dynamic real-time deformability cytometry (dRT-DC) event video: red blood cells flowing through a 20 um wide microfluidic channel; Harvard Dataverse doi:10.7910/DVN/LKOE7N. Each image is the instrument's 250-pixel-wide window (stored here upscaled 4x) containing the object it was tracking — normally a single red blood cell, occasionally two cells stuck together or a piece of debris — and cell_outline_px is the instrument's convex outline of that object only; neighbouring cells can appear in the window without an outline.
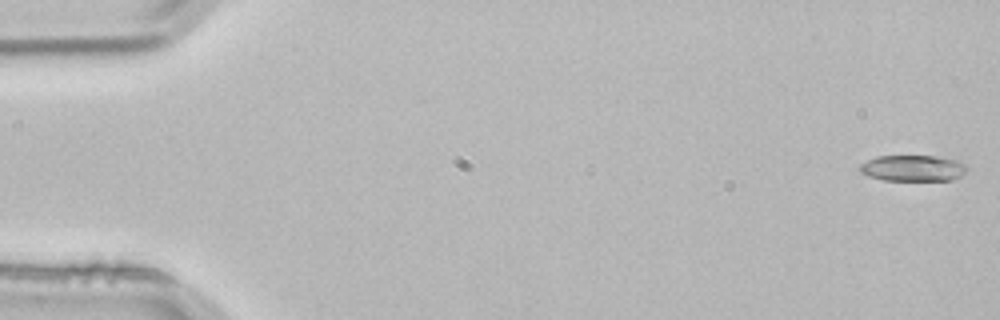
{"species": "common noctule bat (a hibernating species)", "species_latin": "Nyctalus noctula", "temperature_condition": "room temperature", "stored_images_in_passage": 4, "camera_frame_rate_fps": 3000, "um_per_image_px": 0.085, "animal": {"sex": "male", "body_mass_g": 21.5, "forearm_length_mm": 52.0}, "frame": {"image": 1, "passage_image": 1, "time_ms": 0.0, "image_size_px": [1000, 320], "cell_outline_px": [[968, 168], [960, 176], [952, 180], [884, 180], [868, 176], [860, 172], [860, 164], [876, 156], [936, 156], [956, 160], [964, 164]], "centroid_in_image_um": [77.58, 14.29], "position_along_channel_um": 7.4, "area_um2": 16.18}}
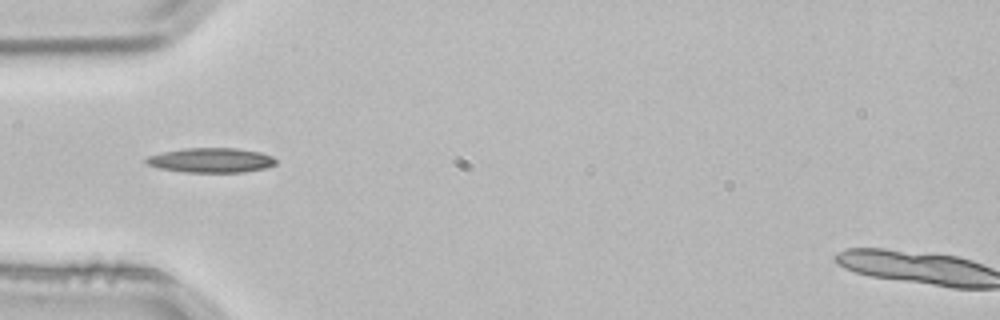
{"frame": {"image": 2, "passage_image": 4, "time_ms": 1.0, "image_size_px": [1000, 320], "cell_outline_px": [[276, 164], [264, 168], [244, 172], [184, 172], [160, 168], [148, 164], [144, 160], [148, 156], [164, 152], [184, 148], [236, 148], [260, 152], [272, 156], [276, 160]], "centroid_in_image_um": [17.95, 13.62], "position_along_channel_um": 67.0, "area_um2": 18.5}}